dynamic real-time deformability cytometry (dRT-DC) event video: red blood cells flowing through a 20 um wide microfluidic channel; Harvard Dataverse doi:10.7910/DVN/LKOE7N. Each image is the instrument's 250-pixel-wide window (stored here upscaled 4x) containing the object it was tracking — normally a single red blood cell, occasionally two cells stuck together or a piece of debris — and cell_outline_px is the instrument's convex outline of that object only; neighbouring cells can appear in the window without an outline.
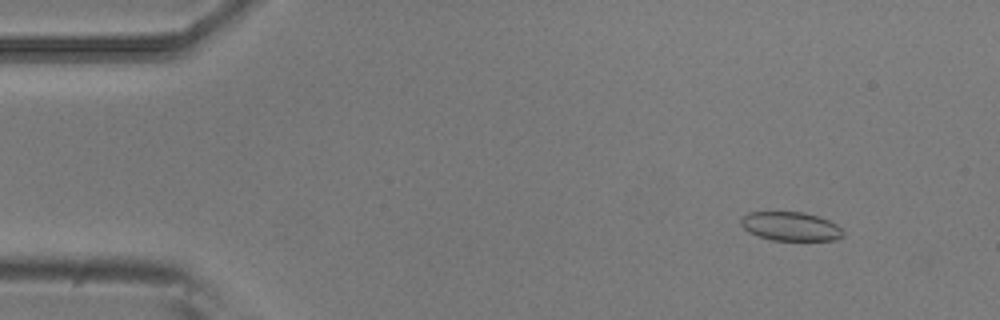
{"species": "common noctule bat (a hibernating species)", "species_latin": "Nyctalus noctula", "temperature_condition": "room temperature", "stored_images_in_passage": 4, "camera_frame_rate_fps": 3000, "um_per_image_px": 0.085, "animal": {"sex": "male", "body_mass_g": 20.5, "forearm_length_mm": 52.5}, "frame": {"image": 1, "passage_image": 2, "time_ms": 0.333, "image_size_px": [1000, 320], "cell_outline_px": [[844, 236], [836, 240], [772, 240], [748, 232], [740, 224], [740, 220], [748, 212], [804, 212], [828, 220], [836, 224], [844, 232]], "centroid_in_image_um": [67.21, 19.24], "position_along_channel_um": 17.8, "area_um2": 17.11}}
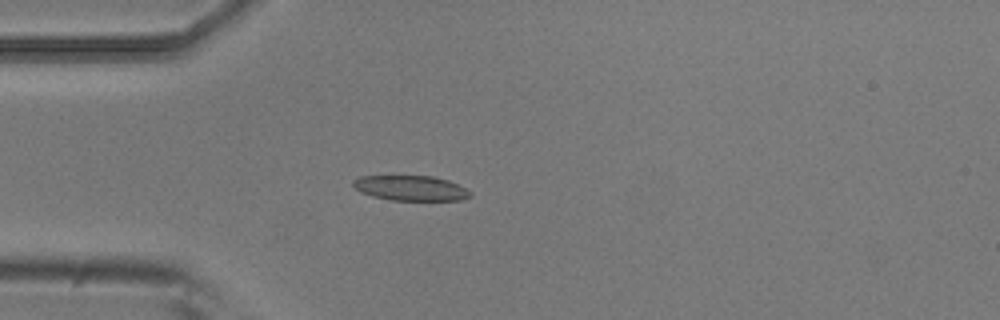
{"frame": {"image": 2, "passage_image": 4, "time_ms": 1.0, "image_size_px": [1000, 320], "cell_outline_px": [[472, 196], [460, 200], [392, 200], [372, 196], [360, 192], [352, 184], [352, 180], [360, 176], [432, 176], [448, 180], [472, 192]], "centroid_in_image_um": [34.9, 15.99], "position_along_channel_um": 50.1, "area_um2": 17.05}}